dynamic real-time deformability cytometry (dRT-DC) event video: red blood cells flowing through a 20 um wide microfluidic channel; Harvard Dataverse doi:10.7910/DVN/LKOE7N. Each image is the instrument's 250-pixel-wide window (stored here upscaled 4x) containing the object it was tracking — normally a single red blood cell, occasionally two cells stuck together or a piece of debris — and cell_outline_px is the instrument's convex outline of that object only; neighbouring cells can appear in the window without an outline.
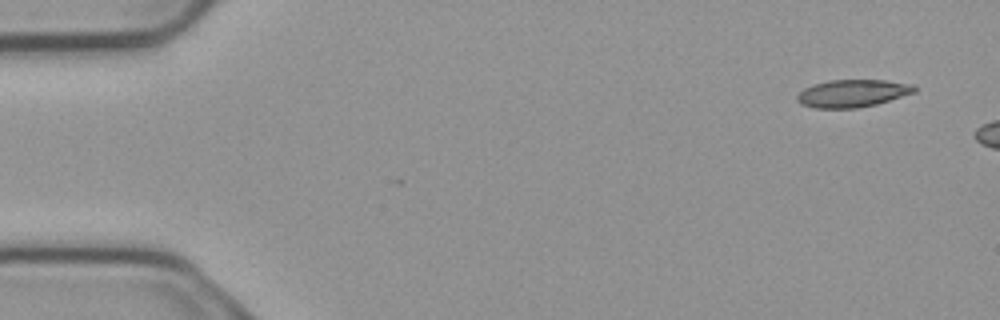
{"species": "common noctule bat (a hibernating species)", "species_latin": "Nyctalus noctula", "temperature_condition": "cold", "stored_images_in_passage": 3, "camera_frame_rate_fps": 3000, "um_per_image_px": 0.085, "animal": {"sex": "male", "body_mass_g": 23.1, "forearm_length_mm": 52.7}, "frame": {"image": 1, "passage_image": 1, "time_ms": 0.0, "image_size_px": [1000, 320], "cell_outline_px": [[916, 92], [876, 104], [856, 108], [816, 108], [800, 104], [796, 100], [796, 96], [804, 88], [828, 80], [884, 80], [912, 84], [916, 88]], "centroid_in_image_um": [72.45, 7.93], "position_along_channel_um": 12.6, "area_um2": 18.73}}